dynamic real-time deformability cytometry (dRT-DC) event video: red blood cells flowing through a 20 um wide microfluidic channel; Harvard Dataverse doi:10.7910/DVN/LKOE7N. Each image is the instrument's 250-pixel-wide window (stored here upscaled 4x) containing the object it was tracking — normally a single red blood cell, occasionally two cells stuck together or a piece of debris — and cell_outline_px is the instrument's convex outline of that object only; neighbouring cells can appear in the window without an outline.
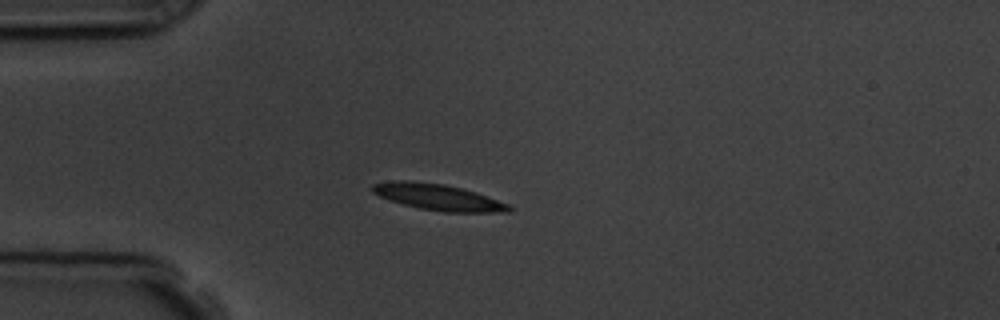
{"species": "common noctule bat (a hibernating species)", "species_latin": "Nyctalus noctula", "temperature_condition": "room temperature", "stored_images_in_passage": 5, "camera_frame_rate_fps": 3000, "um_per_image_px": 0.085, "animal": {"sex": "male", "body_mass_g": 19.5, "forearm_length_mm": 54.6}, "frame": {"image": 1, "passage_image": 5, "time_ms": 4.667, "image_size_px": [1000, 320], "cell_outline_px": [[516, 208], [512, 212], [444, 212], [420, 208], [388, 200], [372, 192], [372, 184], [396, 180], [408, 180], [444, 184], [476, 192], [512, 204]], "centroid_in_image_um": [37.33, 16.76], "position_along_channel_um": 47.7, "area_um2": 21.04}}